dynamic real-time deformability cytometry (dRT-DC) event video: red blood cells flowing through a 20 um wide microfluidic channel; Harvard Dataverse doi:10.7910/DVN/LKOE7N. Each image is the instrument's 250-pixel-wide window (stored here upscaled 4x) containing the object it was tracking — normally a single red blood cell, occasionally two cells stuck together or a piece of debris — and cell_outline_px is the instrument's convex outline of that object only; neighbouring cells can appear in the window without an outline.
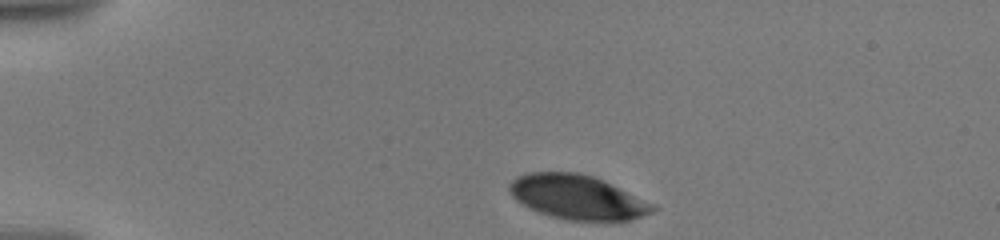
{"species": "human", "species_latin": "Homo sapiens", "temperature_condition": "warm", "stored_images_in_passage": 12, "camera_frame_rate_fps": 3000, "um_per_image_px": 0.085, "donor": {"sex": "male"}, "frame": {"image": 1, "passage_image": 1, "time_ms": 0.0, "image_size_px": [1000, 240], "cell_outline_px": [[660, 208], [652, 212], [632, 220], [568, 220], [552, 216], [540, 212], [516, 200], [512, 196], [508, 188], [508, 184], [516, 176], [528, 172], [580, 172], [604, 180]], "centroid_in_image_um": [49.06, 16.74], "position_along_channel_um": 35.9, "area_um2": 36.7}}
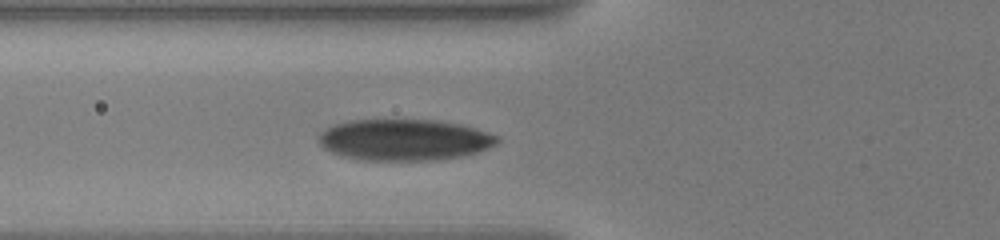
{"frame": {"image": 2, "passage_image": 9, "time_ms": 3.333, "image_size_px": [1000, 240], "cell_outline_px": [[500, 140], [496, 144], [488, 148], [476, 152], [460, 156], [436, 160], [364, 160], [344, 156], [332, 152], [324, 148], [320, 144], [320, 132], [336, 124], [348, 120], [436, 120], [460, 124], [476, 128], [500, 136]], "centroid_in_image_um": [34.41, 11.88], "position_along_channel_um": 91.4, "area_um2": 42.77}}
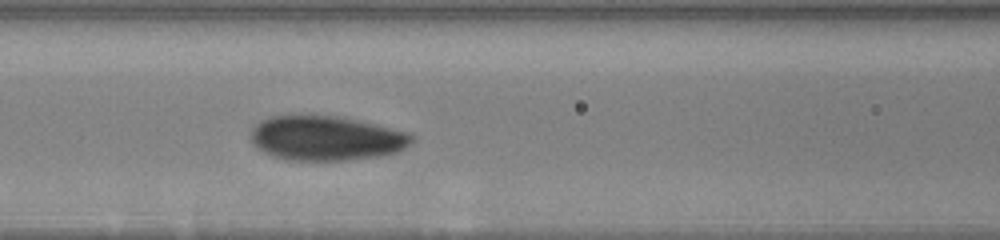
{"frame": {"image": 3, "passage_image": 12, "time_ms": 4.667, "image_size_px": [1000, 240], "cell_outline_px": [[416, 136], [404, 148], [396, 152], [380, 156], [344, 160], [284, 160], [272, 156], [256, 148], [252, 144], [252, 128], [260, 120], [268, 116], [300, 112], [344, 116], [408, 132]], "centroid_in_image_um": [27.66, 11.69], "position_along_channel_um": 138.9, "area_um2": 43.06}}